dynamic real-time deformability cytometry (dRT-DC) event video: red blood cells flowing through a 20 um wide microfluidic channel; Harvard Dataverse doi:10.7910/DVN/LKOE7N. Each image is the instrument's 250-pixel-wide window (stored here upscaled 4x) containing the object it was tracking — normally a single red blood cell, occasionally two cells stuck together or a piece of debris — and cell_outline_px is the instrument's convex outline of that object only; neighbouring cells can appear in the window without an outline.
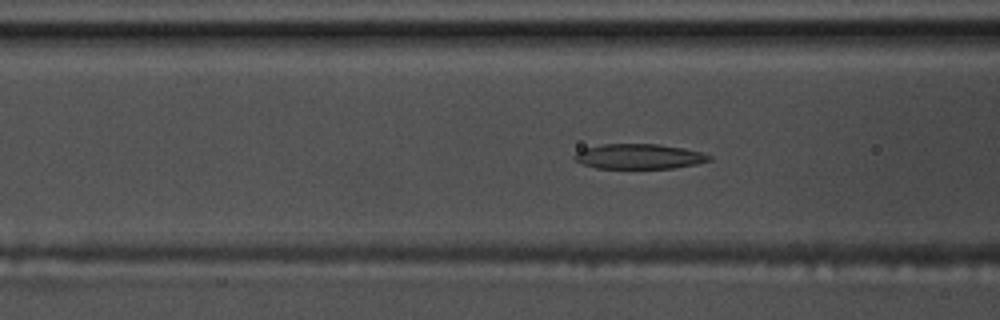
{"species": "common noctule bat (a hibernating species)", "species_latin": "Nyctalus noctula", "temperature_condition": "warm", "stored_images_in_passage": 59, "camera_frame_rate_fps": 3000, "um_per_image_px": 0.085, "animal": {"sex": "male", "body_mass_g": 17.5, "forearm_length_mm": 52.3}, "frame": {"image": 1, "passage_image": 23, "time_ms": 7.333, "image_size_px": [1000, 320], "cell_outline_px": [[712, 160], [696, 164], [672, 168], [596, 168], [584, 164], [576, 160], [572, 156], [576, 152], [584, 148], [600, 144], [656, 144], [684, 148], [700, 152], [712, 156]], "centroid_in_image_um": [54.31, 13.29], "position_along_channel_um": 112.3, "area_um2": 19.59}}
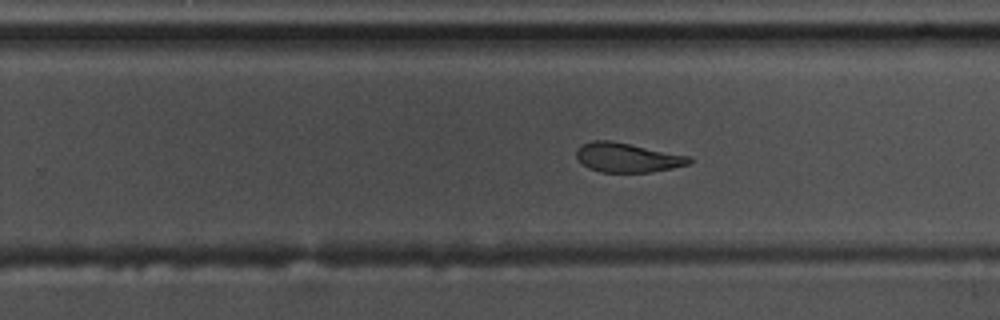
{"frame": {"image": 2, "passage_image": 37, "time_ms": 12.0, "image_size_px": [1000, 320], "cell_outline_px": [[692, 160], [688, 164], [672, 168], [652, 172], [600, 172], [588, 168], [576, 156], [576, 148], [580, 144], [592, 140], [608, 140], [692, 156]], "centroid_in_image_um": [53.31, 13.39], "position_along_channel_um": 276.5, "area_um2": 19.31}}
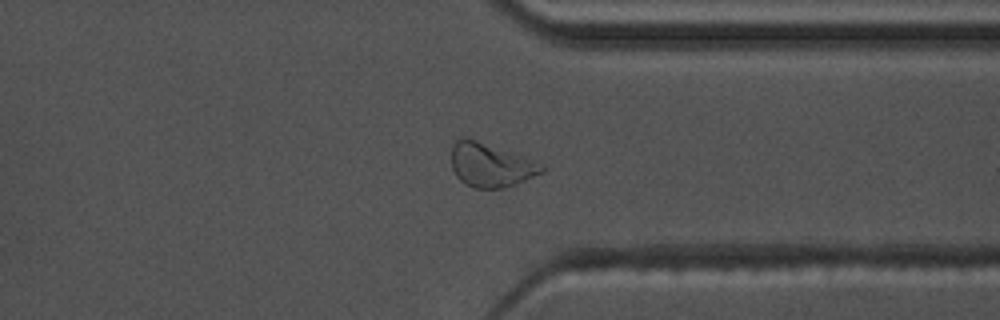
{"frame": {"image": 3, "passage_image": 45, "time_ms": 14.667, "image_size_px": [1000, 320], "cell_outline_px": [[544, 172], [524, 180], [500, 188], [472, 188], [464, 184], [456, 176], [452, 168], [452, 144], [456, 140], [464, 136], [468, 136], [512, 152], [544, 164]], "centroid_in_image_um": [41.67, 14.0], "position_along_channel_um": 369.7, "area_um2": 23.18}, "authors_computed_cell_mechanics": {"area_um2": 21.1548, "velocity_mm_per_s": 3.5289, "shape_relaxation_time_tau1_ms": null, "shape_relaxation_time_tau2_ms": 3.1413, "deformation_change_tau1": null, "deformation_change_tau2": 0.1026}}